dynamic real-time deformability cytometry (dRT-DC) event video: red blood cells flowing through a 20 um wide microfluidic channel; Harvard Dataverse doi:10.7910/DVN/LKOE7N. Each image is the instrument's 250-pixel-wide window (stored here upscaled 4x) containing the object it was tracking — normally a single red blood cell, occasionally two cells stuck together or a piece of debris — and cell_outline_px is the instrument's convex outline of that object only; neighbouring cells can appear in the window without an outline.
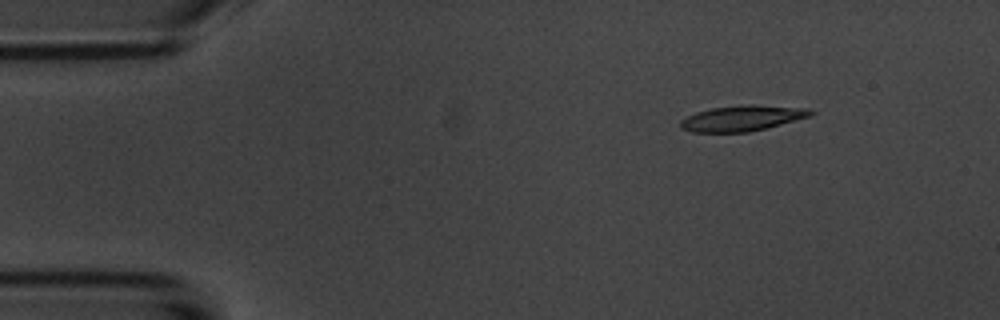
{"species": "common noctule bat (a hibernating species)", "species_latin": "Nyctalus noctula", "temperature_condition": "room temperature", "stored_images_in_passage": 5, "camera_frame_rate_fps": 3000, "um_per_image_px": 0.085, "animal": {"sex": "male", "body_mass_g": 20.1, "forearm_length_mm": 53.5}, "frame": {"image": 1, "passage_image": 2, "time_ms": 1.0, "image_size_px": [1000, 320], "cell_outline_px": [[816, 112], [812, 116], [748, 132], [692, 132], [680, 128], [680, 120], [696, 112], [712, 108], [748, 104], [752, 104], [808, 108]], "centroid_in_image_um": [63.1, 10.04], "position_along_channel_um": 21.9, "area_um2": 19.36}}